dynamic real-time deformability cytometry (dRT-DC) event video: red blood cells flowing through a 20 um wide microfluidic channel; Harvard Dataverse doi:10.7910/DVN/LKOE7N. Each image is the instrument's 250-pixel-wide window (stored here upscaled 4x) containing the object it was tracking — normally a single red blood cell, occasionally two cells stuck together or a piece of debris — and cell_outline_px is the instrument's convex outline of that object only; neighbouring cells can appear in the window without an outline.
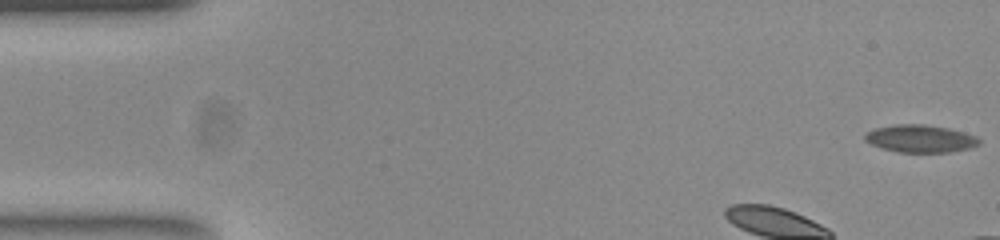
{"species": "common noctule bat (a hibernating species)", "species_latin": "Nyctalus noctula", "temperature_condition": "room temperature", "stored_images_in_passage": 49, "camera_frame_rate_fps": 3000, "um_per_image_px": 0.085, "animal": {"sex": "female", "body_mass_g": 23.0, "forearm_length_mm": 53.4}, "frame": {"image": 1, "passage_image": 1, "time_ms": 0.0, "image_size_px": [1000, 240], "cell_outline_px": [[980, 144], [972, 148], [948, 152], [896, 152], [880, 148], [864, 140], [864, 136], [868, 132], [876, 128], [896, 124], [924, 124], [948, 128], [964, 132], [976, 136], [980, 140]], "centroid_in_image_um": [78.24, 11.79], "position_along_channel_um": 6.8, "area_um2": 18.38}}
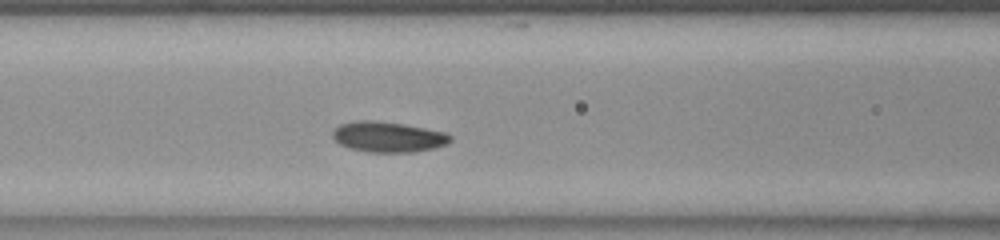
{"frame": {"image": 2, "passage_image": 17, "time_ms": 5.333, "image_size_px": [1000, 240], "cell_outline_px": [[452, 140], [448, 144], [432, 148], [412, 152], [368, 152], [352, 148], [340, 144], [332, 136], [332, 132], [340, 124], [356, 120], [376, 120], [424, 128], [444, 132], [452, 136]], "centroid_in_image_um": [32.99, 11.63], "position_along_channel_um": 133.6, "area_um2": 20.69}}
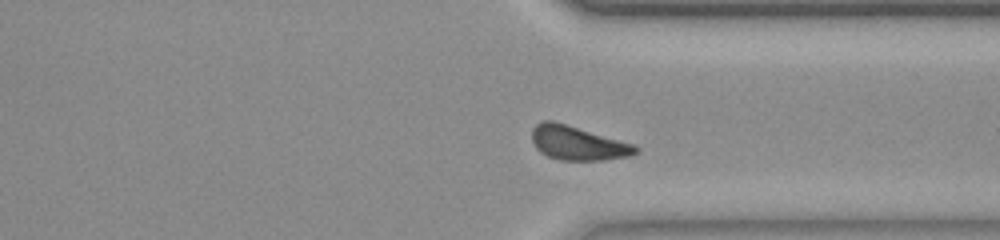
{"frame": {"image": 3, "passage_image": 35, "time_ms": 11.333, "image_size_px": [1000, 240], "cell_outline_px": [[640, 152], [628, 156], [604, 160], [560, 160], [548, 156], [540, 152], [536, 148], [532, 140], [532, 128], [536, 124], [544, 120], [552, 120], [632, 144], [640, 148]], "centroid_in_image_um": [49.09, 12.17], "position_along_channel_um": 362.3, "area_um2": 20.35}, "authors_computed_cell_mechanics": {"area_um2": 20.1144, "velocity_mm_per_s": 3.8138, "shape_relaxation_time_tau1_ms": 0.8963, "shape_relaxation_time_tau2_ms": 4.6254, "deformation_change_tau1": 0.0793, "deformation_change_tau2": 0.1024}}